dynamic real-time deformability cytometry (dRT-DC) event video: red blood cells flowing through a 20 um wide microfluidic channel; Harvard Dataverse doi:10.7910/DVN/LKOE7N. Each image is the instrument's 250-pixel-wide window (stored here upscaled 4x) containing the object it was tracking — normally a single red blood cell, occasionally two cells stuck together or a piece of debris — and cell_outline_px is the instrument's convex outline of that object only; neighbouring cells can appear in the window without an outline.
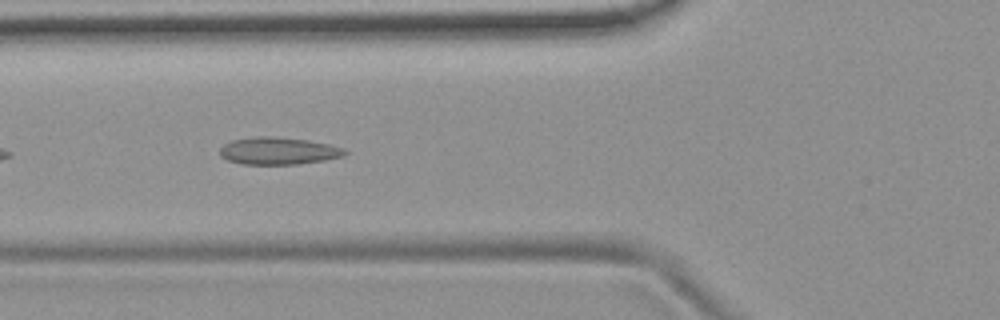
{"species": "common noctule bat (a hibernating species)", "species_latin": "Nyctalus noctula", "temperature_condition": "room temperature", "stored_images_in_passage": 18, "camera_frame_rate_fps": 3000, "um_per_image_px": 0.085, "animal": {"sex": "female", "body_mass_g": 19.9}, "frame": {"image": 1, "passage_image": 6, "time_ms": 1.667, "image_size_px": [1000, 320], "cell_outline_px": [[348, 152], [344, 156], [324, 160], [296, 164], [244, 164], [228, 160], [220, 156], [220, 148], [224, 144], [232, 140], [256, 136], [268, 136], [308, 140], [328, 144], [344, 148]], "centroid_in_image_um": [23.66, 12.82], "position_along_channel_um": 102.1, "area_um2": 19.77}}